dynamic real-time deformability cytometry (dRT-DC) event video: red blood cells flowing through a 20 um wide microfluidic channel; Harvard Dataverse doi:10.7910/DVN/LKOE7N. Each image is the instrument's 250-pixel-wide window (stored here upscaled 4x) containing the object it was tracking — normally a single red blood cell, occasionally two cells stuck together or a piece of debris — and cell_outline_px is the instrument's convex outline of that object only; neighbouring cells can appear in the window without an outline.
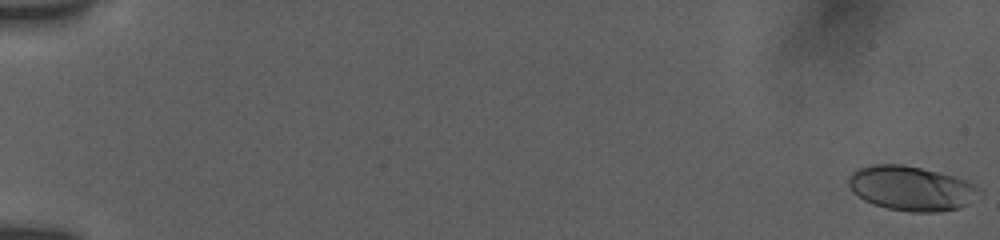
{"species": "human", "species_latin": "Homo sapiens", "temperature_condition": "room temperature", "stored_images_in_passage": 30, "camera_frame_rate_fps": 3000, "um_per_image_px": 0.085, "donor": {"sex": "female"}, "frame": {"image": 1, "passage_image": 1, "time_ms": 0.0, "image_size_px": [1000, 240], "cell_outline_px": [[984, 192], [968, 204], [960, 208], [940, 212], [908, 212], [888, 208], [872, 204], [864, 200], [852, 192], [848, 184], [848, 176], [856, 168], [872, 164], [904, 164], [956, 176], [968, 180], [976, 184]], "centroid_in_image_um": [77.49, 16.0], "position_along_channel_um": 7.5, "area_um2": 34.68}}
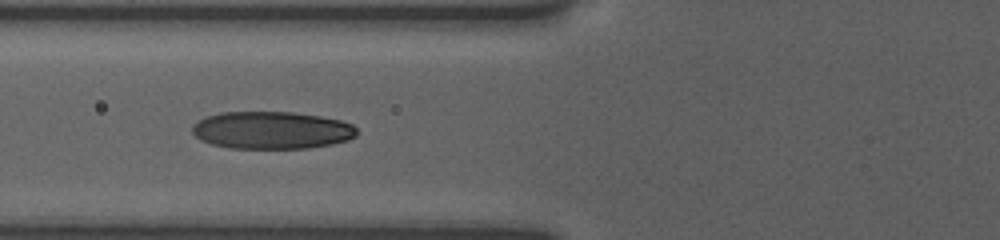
{"frame": {"image": 2, "passage_image": 18, "time_ms": 7.667, "image_size_px": [1000, 240], "cell_outline_px": [[356, 136], [348, 140], [332, 144], [308, 148], [232, 148], [212, 144], [200, 140], [192, 132], [192, 124], [204, 116], [220, 112], [292, 112], [320, 116], [340, 120], [352, 124], [356, 128]], "centroid_in_image_um": [23.07, 11.06], "position_along_channel_um": 102.7, "area_um2": 36.07}}
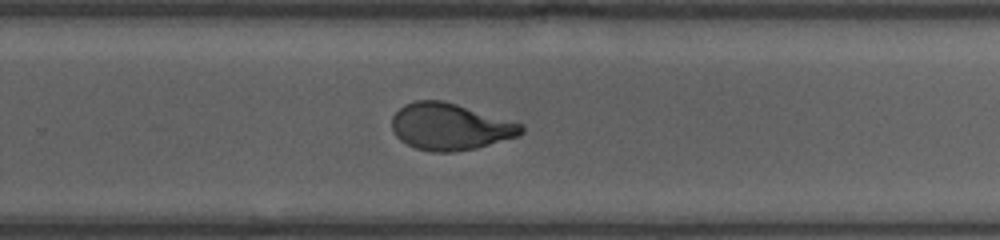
{"frame": {"image": 3, "passage_image": 30, "time_ms": 12.667, "image_size_px": [1000, 240], "cell_outline_px": [[524, 132], [516, 136], [476, 148], [452, 152], [432, 152], [416, 148], [400, 140], [396, 136], [392, 128], [392, 116], [404, 104], [416, 100], [444, 100], [524, 124]], "centroid_in_image_um": [38.25, 10.76], "position_along_channel_um": 291.6, "area_um2": 35.2}}